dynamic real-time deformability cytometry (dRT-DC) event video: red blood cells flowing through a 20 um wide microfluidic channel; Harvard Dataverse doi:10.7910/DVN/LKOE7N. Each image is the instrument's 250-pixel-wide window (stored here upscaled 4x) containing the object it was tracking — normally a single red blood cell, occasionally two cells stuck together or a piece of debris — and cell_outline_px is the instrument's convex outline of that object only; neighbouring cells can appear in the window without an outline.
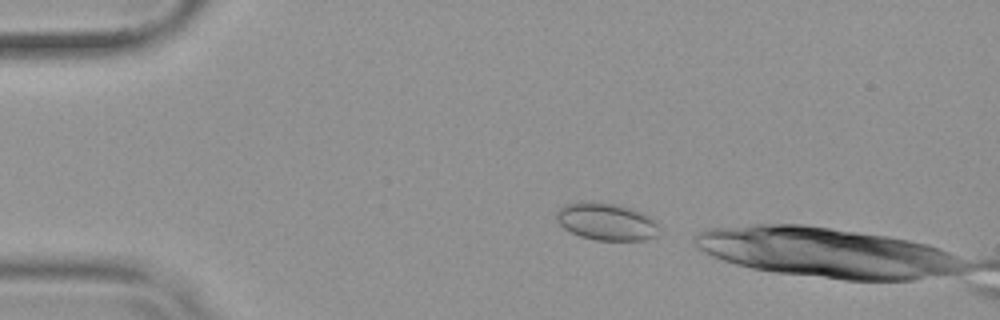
{"species": "common noctule bat (a hibernating species)", "species_latin": "Nyctalus noctula", "temperature_condition": "warm", "stored_images_in_passage": 7, "camera_frame_rate_fps": 3000, "um_per_image_px": 0.085, "animal": {"sex": "female", "body_mass_g": 19.9}, "frame": {"image": 1, "passage_image": 2, "time_ms": 0.333, "image_size_px": [1000, 320], "cell_outline_px": [[660, 228], [656, 236], [648, 240], [596, 240], [580, 236], [564, 228], [556, 220], [556, 212], [564, 204], [584, 200], [592, 200], [620, 204], [632, 208], [656, 220]], "centroid_in_image_um": [51.55, 18.81], "position_along_channel_um": 33.5, "area_um2": 22.83}}